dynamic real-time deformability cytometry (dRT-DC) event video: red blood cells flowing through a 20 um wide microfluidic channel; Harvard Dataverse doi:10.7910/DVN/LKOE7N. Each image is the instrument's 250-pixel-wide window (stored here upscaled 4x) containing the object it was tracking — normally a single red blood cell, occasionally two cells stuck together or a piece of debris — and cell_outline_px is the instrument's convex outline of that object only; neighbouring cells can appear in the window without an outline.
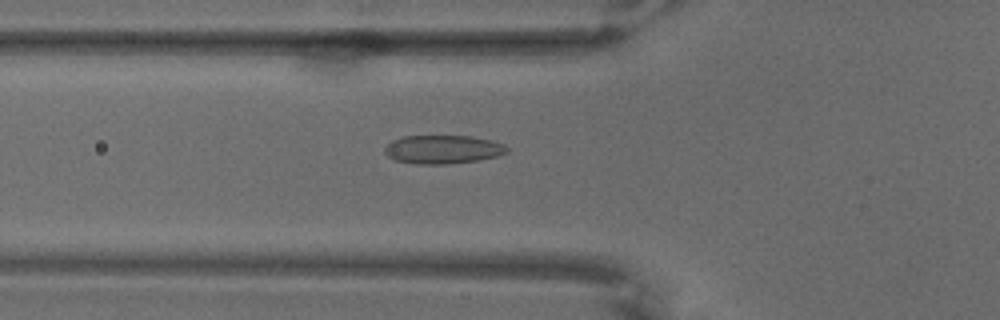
{"species": "common noctule bat (a hibernating species)", "species_latin": "Nyctalus noctula", "temperature_condition": "warm", "stored_images_in_passage": 67, "camera_frame_rate_fps": 3000, "um_per_image_px": 0.085, "animal": {"sex": "male", "body_mass_g": 18.8}, "frame": {"image": 1, "passage_image": 25, "time_ms": 8.0, "image_size_px": [1000, 320], "cell_outline_px": [[508, 152], [496, 156], [476, 160], [448, 164], [416, 164], [396, 160], [388, 156], [384, 152], [384, 148], [392, 140], [404, 136], [472, 136], [492, 140], [504, 144], [508, 148]], "centroid_in_image_um": [37.64, 12.69], "position_along_channel_um": 88.2, "area_um2": 20.29}}
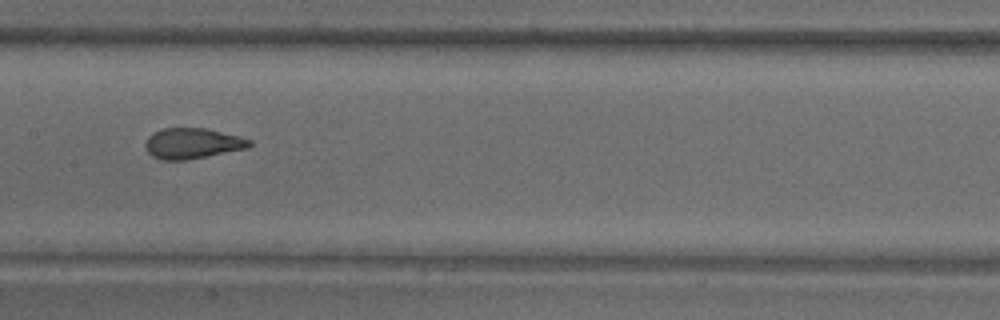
{"frame": {"image": 2, "passage_image": 35, "time_ms": 11.333, "image_size_px": [1000, 320], "cell_outline_px": [[252, 144], [248, 148], [188, 160], [160, 160], [152, 156], [144, 148], [144, 144], [148, 136], [164, 128], [204, 128], [240, 136], [252, 140]], "centroid_in_image_um": [16.35, 12.2], "position_along_channel_um": 191.0, "area_um2": 18.67}}
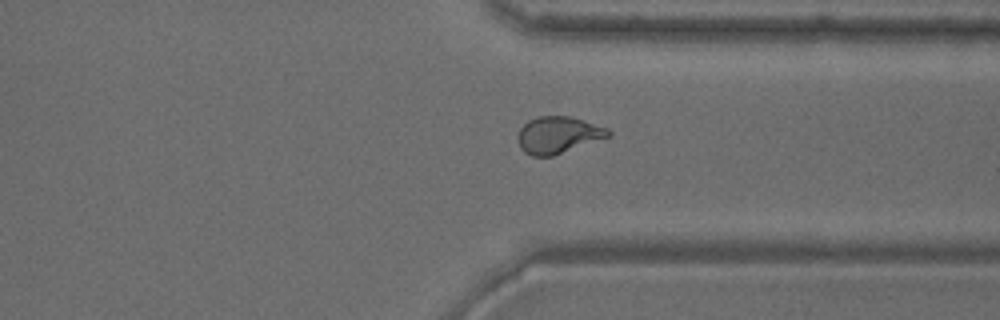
{"frame": {"image": 3, "passage_image": 52, "time_ms": 17.0, "image_size_px": [1000, 320], "cell_outline_px": [[612, 136], [552, 156], [532, 156], [524, 152], [520, 148], [516, 136], [520, 128], [528, 120], [540, 116], [572, 116], [608, 128], [612, 132]], "centroid_in_image_um": [47.45, 11.47], "position_along_channel_um": 364.0, "area_um2": 19.65}}